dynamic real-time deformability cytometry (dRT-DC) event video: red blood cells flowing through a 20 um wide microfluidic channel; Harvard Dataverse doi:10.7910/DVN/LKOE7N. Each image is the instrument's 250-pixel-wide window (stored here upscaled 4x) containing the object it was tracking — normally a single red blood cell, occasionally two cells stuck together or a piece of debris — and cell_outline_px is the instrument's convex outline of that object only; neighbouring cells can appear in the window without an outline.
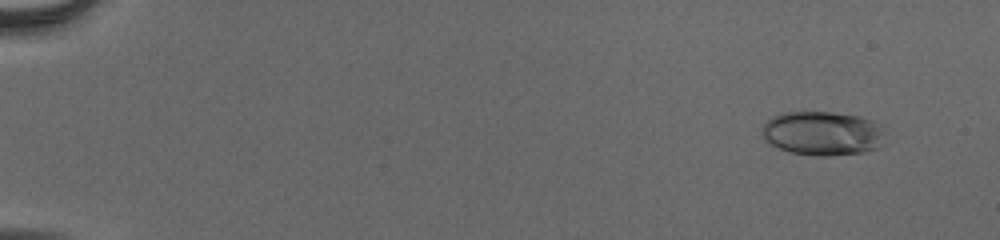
{"species": "human", "species_latin": "Homo sapiens", "temperature_condition": "cold", "stored_images_in_passage": 55, "camera_frame_rate_fps": 3000, "um_per_image_px": 0.085, "donor": {"sex": "male"}, "frame": {"image": 1, "passage_image": 5, "time_ms": 1.333, "image_size_px": [1000, 240], "cell_outline_px": [[884, 144], [880, 148], [864, 152], [824, 156], [820, 156], [792, 152], [780, 148], [764, 140], [760, 132], [764, 124], [772, 116], [780, 112], [832, 112], [860, 116], [872, 120], [884, 132]], "centroid_in_image_um": [69.92, 11.33], "position_along_channel_um": 15.1, "area_um2": 31.79}}
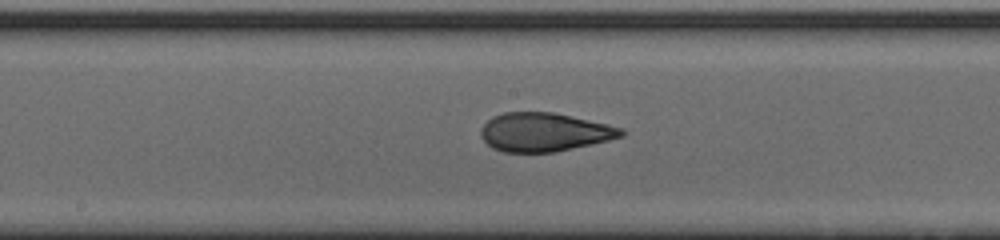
{"frame": {"image": 2, "passage_image": 32, "time_ms": 10.333, "image_size_px": [1000, 240], "cell_outline_px": [[624, 136], [592, 144], [556, 152], [504, 152], [492, 148], [480, 136], [480, 128], [492, 116], [504, 112], [556, 112], [608, 124], [624, 128]], "centroid_in_image_um": [46.27, 11.22], "position_along_channel_um": 201.9, "area_um2": 31.85}}
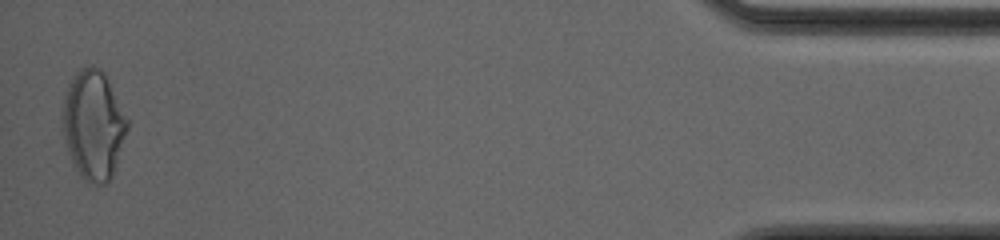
{"frame": {"image": 3, "passage_image": 55, "time_ms": 18.0, "image_size_px": [1000, 240], "cell_outline_px": [[128, 128], [112, 176], [104, 184], [96, 184], [84, 180], [80, 176], [68, 152], [60, 128], [60, 112], [64, 92], [68, 80], [80, 68], [92, 64], [100, 68], [104, 72], [128, 120]], "centroid_in_image_um": [7.87, 10.56], "position_along_channel_um": 427.3, "area_um2": 41.79}, "authors_computed_cell_mechanics": {"area_um2": 31.7322, "velocity_mm_per_s": 3.9165, "shape_relaxation_time_tau1_ms": 7.461, "shape_relaxation_time_tau2_ms": 1.2299, "deformation_change_tau1": 0.197, "deformation_change_tau2": 0.0821}}